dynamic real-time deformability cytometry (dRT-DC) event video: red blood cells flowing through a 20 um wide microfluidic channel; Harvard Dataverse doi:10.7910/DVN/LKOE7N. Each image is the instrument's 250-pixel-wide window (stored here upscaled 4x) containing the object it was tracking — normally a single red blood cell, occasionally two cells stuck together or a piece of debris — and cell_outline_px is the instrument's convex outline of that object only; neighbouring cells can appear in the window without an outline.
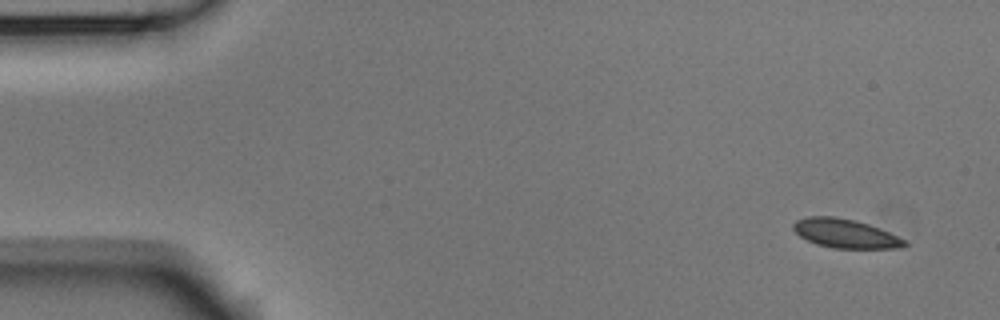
{"species": "Egyptian fruit bat (a non-hibernating species)", "species_latin": "Rousettus aegyptiacus", "temperature_condition": "room temperature", "stored_images_in_passage": 5, "camera_frame_rate_fps": 3000, "um_per_image_px": 0.085, "animal": {"sex": "male"}, "frame": {"image": 1, "passage_image": 1, "time_ms": 0.0, "image_size_px": [1000, 320], "cell_outline_px": [[908, 244], [900, 248], [832, 248], [816, 244], [800, 236], [792, 228], [792, 224], [796, 220], [808, 216], [836, 216], [856, 220], [880, 228], [904, 240]], "centroid_in_image_um": [71.81, 19.83], "position_along_channel_um": 13.2, "area_um2": 18.73}}
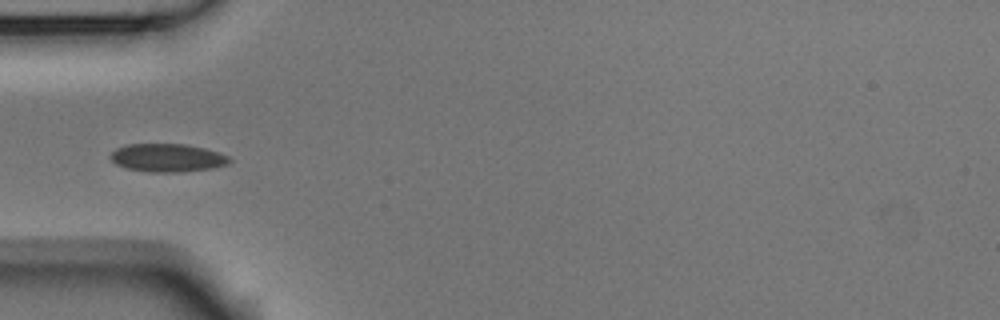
{"frame": {"image": 2, "passage_image": 5, "time_ms": 1.333, "image_size_px": [1000, 320], "cell_outline_px": [[232, 160], [228, 164], [212, 168], [184, 172], [148, 172], [128, 168], [116, 164], [108, 156], [116, 148], [128, 144], [188, 144], [220, 152], [228, 156]], "centroid_in_image_um": [14.25, 13.41], "position_along_channel_um": 70.7, "area_um2": 19.65}}